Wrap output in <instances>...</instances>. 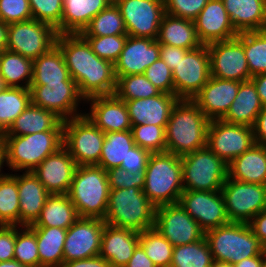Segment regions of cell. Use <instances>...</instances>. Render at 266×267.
I'll use <instances>...</instances> for the list:
<instances>
[{
	"mask_svg": "<svg viewBox=\"0 0 266 267\" xmlns=\"http://www.w3.org/2000/svg\"><path fill=\"white\" fill-rule=\"evenodd\" d=\"M56 46L85 100L115 93L114 64L99 58L80 34H58Z\"/></svg>",
	"mask_w": 266,
	"mask_h": 267,
	"instance_id": "obj_1",
	"label": "cell"
},
{
	"mask_svg": "<svg viewBox=\"0 0 266 267\" xmlns=\"http://www.w3.org/2000/svg\"><path fill=\"white\" fill-rule=\"evenodd\" d=\"M209 123L192 99H179L165 129L166 152L183 156L205 148Z\"/></svg>",
	"mask_w": 266,
	"mask_h": 267,
	"instance_id": "obj_2",
	"label": "cell"
},
{
	"mask_svg": "<svg viewBox=\"0 0 266 267\" xmlns=\"http://www.w3.org/2000/svg\"><path fill=\"white\" fill-rule=\"evenodd\" d=\"M142 191L156 208L178 203L184 191L181 156L169 152L150 153Z\"/></svg>",
	"mask_w": 266,
	"mask_h": 267,
	"instance_id": "obj_3",
	"label": "cell"
},
{
	"mask_svg": "<svg viewBox=\"0 0 266 267\" xmlns=\"http://www.w3.org/2000/svg\"><path fill=\"white\" fill-rule=\"evenodd\" d=\"M156 207L139 188L110 189L105 223L143 232L155 226Z\"/></svg>",
	"mask_w": 266,
	"mask_h": 267,
	"instance_id": "obj_4",
	"label": "cell"
},
{
	"mask_svg": "<svg viewBox=\"0 0 266 267\" xmlns=\"http://www.w3.org/2000/svg\"><path fill=\"white\" fill-rule=\"evenodd\" d=\"M110 187L106 171L97 165L77 166L68 196L79 217L105 219Z\"/></svg>",
	"mask_w": 266,
	"mask_h": 267,
	"instance_id": "obj_5",
	"label": "cell"
},
{
	"mask_svg": "<svg viewBox=\"0 0 266 267\" xmlns=\"http://www.w3.org/2000/svg\"><path fill=\"white\" fill-rule=\"evenodd\" d=\"M205 238L213 260L231 265L265 251L248 223L229 222L205 232Z\"/></svg>",
	"mask_w": 266,
	"mask_h": 267,
	"instance_id": "obj_6",
	"label": "cell"
},
{
	"mask_svg": "<svg viewBox=\"0 0 266 267\" xmlns=\"http://www.w3.org/2000/svg\"><path fill=\"white\" fill-rule=\"evenodd\" d=\"M1 137L5 145L6 165L12 172L33 171L47 156L63 146V131Z\"/></svg>",
	"mask_w": 266,
	"mask_h": 267,
	"instance_id": "obj_7",
	"label": "cell"
},
{
	"mask_svg": "<svg viewBox=\"0 0 266 267\" xmlns=\"http://www.w3.org/2000/svg\"><path fill=\"white\" fill-rule=\"evenodd\" d=\"M184 190L219 191L228 178V164L207 146L181 156Z\"/></svg>",
	"mask_w": 266,
	"mask_h": 267,
	"instance_id": "obj_8",
	"label": "cell"
},
{
	"mask_svg": "<svg viewBox=\"0 0 266 267\" xmlns=\"http://www.w3.org/2000/svg\"><path fill=\"white\" fill-rule=\"evenodd\" d=\"M105 133L83 114L63 121V146L77 166L98 165Z\"/></svg>",
	"mask_w": 266,
	"mask_h": 267,
	"instance_id": "obj_9",
	"label": "cell"
},
{
	"mask_svg": "<svg viewBox=\"0 0 266 267\" xmlns=\"http://www.w3.org/2000/svg\"><path fill=\"white\" fill-rule=\"evenodd\" d=\"M57 36L54 27L35 19L10 23L6 50L34 60L56 45Z\"/></svg>",
	"mask_w": 266,
	"mask_h": 267,
	"instance_id": "obj_10",
	"label": "cell"
},
{
	"mask_svg": "<svg viewBox=\"0 0 266 267\" xmlns=\"http://www.w3.org/2000/svg\"><path fill=\"white\" fill-rule=\"evenodd\" d=\"M230 222L249 223L266 209V185L227 178L221 188Z\"/></svg>",
	"mask_w": 266,
	"mask_h": 267,
	"instance_id": "obj_11",
	"label": "cell"
},
{
	"mask_svg": "<svg viewBox=\"0 0 266 267\" xmlns=\"http://www.w3.org/2000/svg\"><path fill=\"white\" fill-rule=\"evenodd\" d=\"M172 73L174 95L179 99H192L211 77L207 45L188 50Z\"/></svg>",
	"mask_w": 266,
	"mask_h": 267,
	"instance_id": "obj_12",
	"label": "cell"
},
{
	"mask_svg": "<svg viewBox=\"0 0 266 267\" xmlns=\"http://www.w3.org/2000/svg\"><path fill=\"white\" fill-rule=\"evenodd\" d=\"M128 36L157 40L165 14L164 0H117Z\"/></svg>",
	"mask_w": 266,
	"mask_h": 267,
	"instance_id": "obj_13",
	"label": "cell"
},
{
	"mask_svg": "<svg viewBox=\"0 0 266 267\" xmlns=\"http://www.w3.org/2000/svg\"><path fill=\"white\" fill-rule=\"evenodd\" d=\"M254 144L252 127L228 123L222 119L210 120L206 146L227 164Z\"/></svg>",
	"mask_w": 266,
	"mask_h": 267,
	"instance_id": "obj_14",
	"label": "cell"
},
{
	"mask_svg": "<svg viewBox=\"0 0 266 267\" xmlns=\"http://www.w3.org/2000/svg\"><path fill=\"white\" fill-rule=\"evenodd\" d=\"M31 103L55 113L63 121L78 117L79 104L86 101L76 82L30 85Z\"/></svg>",
	"mask_w": 266,
	"mask_h": 267,
	"instance_id": "obj_15",
	"label": "cell"
},
{
	"mask_svg": "<svg viewBox=\"0 0 266 267\" xmlns=\"http://www.w3.org/2000/svg\"><path fill=\"white\" fill-rule=\"evenodd\" d=\"M210 58V75L215 78L249 81L252 76L247 64L243 44L233 38L207 45Z\"/></svg>",
	"mask_w": 266,
	"mask_h": 267,
	"instance_id": "obj_16",
	"label": "cell"
},
{
	"mask_svg": "<svg viewBox=\"0 0 266 267\" xmlns=\"http://www.w3.org/2000/svg\"><path fill=\"white\" fill-rule=\"evenodd\" d=\"M174 247L201 240L205 232L179 203L159 206L155 226Z\"/></svg>",
	"mask_w": 266,
	"mask_h": 267,
	"instance_id": "obj_17",
	"label": "cell"
},
{
	"mask_svg": "<svg viewBox=\"0 0 266 267\" xmlns=\"http://www.w3.org/2000/svg\"><path fill=\"white\" fill-rule=\"evenodd\" d=\"M178 203L204 232L229 223L221 190H184Z\"/></svg>",
	"mask_w": 266,
	"mask_h": 267,
	"instance_id": "obj_18",
	"label": "cell"
},
{
	"mask_svg": "<svg viewBox=\"0 0 266 267\" xmlns=\"http://www.w3.org/2000/svg\"><path fill=\"white\" fill-rule=\"evenodd\" d=\"M105 221L99 218L79 217L67 229L64 242V262L99 255Z\"/></svg>",
	"mask_w": 266,
	"mask_h": 267,
	"instance_id": "obj_19",
	"label": "cell"
},
{
	"mask_svg": "<svg viewBox=\"0 0 266 267\" xmlns=\"http://www.w3.org/2000/svg\"><path fill=\"white\" fill-rule=\"evenodd\" d=\"M77 165L62 146L47 156L32 172L49 194H68Z\"/></svg>",
	"mask_w": 266,
	"mask_h": 267,
	"instance_id": "obj_20",
	"label": "cell"
},
{
	"mask_svg": "<svg viewBox=\"0 0 266 267\" xmlns=\"http://www.w3.org/2000/svg\"><path fill=\"white\" fill-rule=\"evenodd\" d=\"M90 112L84 114L104 133L131 130L132 125L125 101L115 94L86 99Z\"/></svg>",
	"mask_w": 266,
	"mask_h": 267,
	"instance_id": "obj_21",
	"label": "cell"
},
{
	"mask_svg": "<svg viewBox=\"0 0 266 267\" xmlns=\"http://www.w3.org/2000/svg\"><path fill=\"white\" fill-rule=\"evenodd\" d=\"M157 40L128 36L118 60L114 63L115 76L144 74L153 62L160 58Z\"/></svg>",
	"mask_w": 266,
	"mask_h": 267,
	"instance_id": "obj_22",
	"label": "cell"
},
{
	"mask_svg": "<svg viewBox=\"0 0 266 267\" xmlns=\"http://www.w3.org/2000/svg\"><path fill=\"white\" fill-rule=\"evenodd\" d=\"M241 83L211 76L192 100L209 120L222 119L236 98Z\"/></svg>",
	"mask_w": 266,
	"mask_h": 267,
	"instance_id": "obj_23",
	"label": "cell"
},
{
	"mask_svg": "<svg viewBox=\"0 0 266 267\" xmlns=\"http://www.w3.org/2000/svg\"><path fill=\"white\" fill-rule=\"evenodd\" d=\"M193 21L198 39L205 45L230 40L238 35L222 0H209Z\"/></svg>",
	"mask_w": 266,
	"mask_h": 267,
	"instance_id": "obj_24",
	"label": "cell"
},
{
	"mask_svg": "<svg viewBox=\"0 0 266 267\" xmlns=\"http://www.w3.org/2000/svg\"><path fill=\"white\" fill-rule=\"evenodd\" d=\"M178 100L173 94L161 92L157 96L125 101L131 125L153 124L166 129L172 109Z\"/></svg>",
	"mask_w": 266,
	"mask_h": 267,
	"instance_id": "obj_25",
	"label": "cell"
},
{
	"mask_svg": "<svg viewBox=\"0 0 266 267\" xmlns=\"http://www.w3.org/2000/svg\"><path fill=\"white\" fill-rule=\"evenodd\" d=\"M12 174L17 179L19 226L33 225L39 218L49 193L32 171Z\"/></svg>",
	"mask_w": 266,
	"mask_h": 267,
	"instance_id": "obj_26",
	"label": "cell"
},
{
	"mask_svg": "<svg viewBox=\"0 0 266 267\" xmlns=\"http://www.w3.org/2000/svg\"><path fill=\"white\" fill-rule=\"evenodd\" d=\"M139 245V232L118 228L105 223L99 255L110 267H124Z\"/></svg>",
	"mask_w": 266,
	"mask_h": 267,
	"instance_id": "obj_27",
	"label": "cell"
},
{
	"mask_svg": "<svg viewBox=\"0 0 266 267\" xmlns=\"http://www.w3.org/2000/svg\"><path fill=\"white\" fill-rule=\"evenodd\" d=\"M237 33L266 30V0H222Z\"/></svg>",
	"mask_w": 266,
	"mask_h": 267,
	"instance_id": "obj_28",
	"label": "cell"
},
{
	"mask_svg": "<svg viewBox=\"0 0 266 267\" xmlns=\"http://www.w3.org/2000/svg\"><path fill=\"white\" fill-rule=\"evenodd\" d=\"M228 178L266 185V146L254 144L228 164Z\"/></svg>",
	"mask_w": 266,
	"mask_h": 267,
	"instance_id": "obj_29",
	"label": "cell"
},
{
	"mask_svg": "<svg viewBox=\"0 0 266 267\" xmlns=\"http://www.w3.org/2000/svg\"><path fill=\"white\" fill-rule=\"evenodd\" d=\"M43 131H63V120L55 113L30 103L1 136H23Z\"/></svg>",
	"mask_w": 266,
	"mask_h": 267,
	"instance_id": "obj_30",
	"label": "cell"
},
{
	"mask_svg": "<svg viewBox=\"0 0 266 267\" xmlns=\"http://www.w3.org/2000/svg\"><path fill=\"white\" fill-rule=\"evenodd\" d=\"M111 0H63L61 34H80Z\"/></svg>",
	"mask_w": 266,
	"mask_h": 267,
	"instance_id": "obj_31",
	"label": "cell"
},
{
	"mask_svg": "<svg viewBox=\"0 0 266 267\" xmlns=\"http://www.w3.org/2000/svg\"><path fill=\"white\" fill-rule=\"evenodd\" d=\"M263 105L254 83L249 80L242 82L223 121L253 127Z\"/></svg>",
	"mask_w": 266,
	"mask_h": 267,
	"instance_id": "obj_32",
	"label": "cell"
},
{
	"mask_svg": "<svg viewBox=\"0 0 266 267\" xmlns=\"http://www.w3.org/2000/svg\"><path fill=\"white\" fill-rule=\"evenodd\" d=\"M157 41L160 44L187 50L202 45L198 39L193 20L175 17L167 13L162 18Z\"/></svg>",
	"mask_w": 266,
	"mask_h": 267,
	"instance_id": "obj_33",
	"label": "cell"
},
{
	"mask_svg": "<svg viewBox=\"0 0 266 267\" xmlns=\"http://www.w3.org/2000/svg\"><path fill=\"white\" fill-rule=\"evenodd\" d=\"M79 218L68 194H49L39 218L29 227H57L68 229Z\"/></svg>",
	"mask_w": 266,
	"mask_h": 267,
	"instance_id": "obj_34",
	"label": "cell"
},
{
	"mask_svg": "<svg viewBox=\"0 0 266 267\" xmlns=\"http://www.w3.org/2000/svg\"><path fill=\"white\" fill-rule=\"evenodd\" d=\"M32 68V82L30 85L75 82L70 77L63 54L56 45L46 54L34 59Z\"/></svg>",
	"mask_w": 266,
	"mask_h": 267,
	"instance_id": "obj_35",
	"label": "cell"
},
{
	"mask_svg": "<svg viewBox=\"0 0 266 267\" xmlns=\"http://www.w3.org/2000/svg\"><path fill=\"white\" fill-rule=\"evenodd\" d=\"M36 234L40 267H61L64 262V242L67 229L30 227Z\"/></svg>",
	"mask_w": 266,
	"mask_h": 267,
	"instance_id": "obj_36",
	"label": "cell"
},
{
	"mask_svg": "<svg viewBox=\"0 0 266 267\" xmlns=\"http://www.w3.org/2000/svg\"><path fill=\"white\" fill-rule=\"evenodd\" d=\"M32 67L33 60L21 54L9 50H4L0 53V76L8 87L30 89Z\"/></svg>",
	"mask_w": 266,
	"mask_h": 267,
	"instance_id": "obj_37",
	"label": "cell"
},
{
	"mask_svg": "<svg viewBox=\"0 0 266 267\" xmlns=\"http://www.w3.org/2000/svg\"><path fill=\"white\" fill-rule=\"evenodd\" d=\"M135 146L132 130L105 133L102 153L97 166L105 171L120 167L129 150Z\"/></svg>",
	"mask_w": 266,
	"mask_h": 267,
	"instance_id": "obj_38",
	"label": "cell"
},
{
	"mask_svg": "<svg viewBox=\"0 0 266 267\" xmlns=\"http://www.w3.org/2000/svg\"><path fill=\"white\" fill-rule=\"evenodd\" d=\"M30 103L31 92L28 88L7 87L0 93V135L9 129Z\"/></svg>",
	"mask_w": 266,
	"mask_h": 267,
	"instance_id": "obj_39",
	"label": "cell"
},
{
	"mask_svg": "<svg viewBox=\"0 0 266 267\" xmlns=\"http://www.w3.org/2000/svg\"><path fill=\"white\" fill-rule=\"evenodd\" d=\"M252 77L266 73V30L238 33Z\"/></svg>",
	"mask_w": 266,
	"mask_h": 267,
	"instance_id": "obj_40",
	"label": "cell"
},
{
	"mask_svg": "<svg viewBox=\"0 0 266 267\" xmlns=\"http://www.w3.org/2000/svg\"><path fill=\"white\" fill-rule=\"evenodd\" d=\"M213 262L204 236L196 242L174 247L170 267H212Z\"/></svg>",
	"mask_w": 266,
	"mask_h": 267,
	"instance_id": "obj_41",
	"label": "cell"
},
{
	"mask_svg": "<svg viewBox=\"0 0 266 267\" xmlns=\"http://www.w3.org/2000/svg\"><path fill=\"white\" fill-rule=\"evenodd\" d=\"M81 36L127 35L123 17L115 3L99 12L80 33Z\"/></svg>",
	"mask_w": 266,
	"mask_h": 267,
	"instance_id": "obj_42",
	"label": "cell"
},
{
	"mask_svg": "<svg viewBox=\"0 0 266 267\" xmlns=\"http://www.w3.org/2000/svg\"><path fill=\"white\" fill-rule=\"evenodd\" d=\"M139 245L156 267H170L174 246L155 228L139 232Z\"/></svg>",
	"mask_w": 266,
	"mask_h": 267,
	"instance_id": "obj_43",
	"label": "cell"
},
{
	"mask_svg": "<svg viewBox=\"0 0 266 267\" xmlns=\"http://www.w3.org/2000/svg\"><path fill=\"white\" fill-rule=\"evenodd\" d=\"M17 179L7 173L0 178V225L19 226Z\"/></svg>",
	"mask_w": 266,
	"mask_h": 267,
	"instance_id": "obj_44",
	"label": "cell"
},
{
	"mask_svg": "<svg viewBox=\"0 0 266 267\" xmlns=\"http://www.w3.org/2000/svg\"><path fill=\"white\" fill-rule=\"evenodd\" d=\"M115 77L116 90L114 94L123 101L149 98L161 93L144 74Z\"/></svg>",
	"mask_w": 266,
	"mask_h": 267,
	"instance_id": "obj_45",
	"label": "cell"
},
{
	"mask_svg": "<svg viewBox=\"0 0 266 267\" xmlns=\"http://www.w3.org/2000/svg\"><path fill=\"white\" fill-rule=\"evenodd\" d=\"M14 259L28 267H40L36 234L29 226L16 225Z\"/></svg>",
	"mask_w": 266,
	"mask_h": 267,
	"instance_id": "obj_46",
	"label": "cell"
},
{
	"mask_svg": "<svg viewBox=\"0 0 266 267\" xmlns=\"http://www.w3.org/2000/svg\"><path fill=\"white\" fill-rule=\"evenodd\" d=\"M135 145L147 150L149 153L166 152L165 128L153 124L132 126Z\"/></svg>",
	"mask_w": 266,
	"mask_h": 267,
	"instance_id": "obj_47",
	"label": "cell"
},
{
	"mask_svg": "<svg viewBox=\"0 0 266 267\" xmlns=\"http://www.w3.org/2000/svg\"><path fill=\"white\" fill-rule=\"evenodd\" d=\"M90 45L92 51L102 59L113 64L118 60L128 35L82 36Z\"/></svg>",
	"mask_w": 266,
	"mask_h": 267,
	"instance_id": "obj_48",
	"label": "cell"
},
{
	"mask_svg": "<svg viewBox=\"0 0 266 267\" xmlns=\"http://www.w3.org/2000/svg\"><path fill=\"white\" fill-rule=\"evenodd\" d=\"M32 18L47 23L61 34L63 0H29Z\"/></svg>",
	"mask_w": 266,
	"mask_h": 267,
	"instance_id": "obj_49",
	"label": "cell"
},
{
	"mask_svg": "<svg viewBox=\"0 0 266 267\" xmlns=\"http://www.w3.org/2000/svg\"><path fill=\"white\" fill-rule=\"evenodd\" d=\"M144 75L161 92L174 95L173 73L162 59L147 67Z\"/></svg>",
	"mask_w": 266,
	"mask_h": 267,
	"instance_id": "obj_50",
	"label": "cell"
},
{
	"mask_svg": "<svg viewBox=\"0 0 266 267\" xmlns=\"http://www.w3.org/2000/svg\"><path fill=\"white\" fill-rule=\"evenodd\" d=\"M106 173L110 189L144 188L145 170L131 172L117 167L111 168Z\"/></svg>",
	"mask_w": 266,
	"mask_h": 267,
	"instance_id": "obj_51",
	"label": "cell"
},
{
	"mask_svg": "<svg viewBox=\"0 0 266 267\" xmlns=\"http://www.w3.org/2000/svg\"><path fill=\"white\" fill-rule=\"evenodd\" d=\"M29 0H0V20L6 24L31 20Z\"/></svg>",
	"mask_w": 266,
	"mask_h": 267,
	"instance_id": "obj_52",
	"label": "cell"
},
{
	"mask_svg": "<svg viewBox=\"0 0 266 267\" xmlns=\"http://www.w3.org/2000/svg\"><path fill=\"white\" fill-rule=\"evenodd\" d=\"M209 0H164L165 13L194 20Z\"/></svg>",
	"mask_w": 266,
	"mask_h": 267,
	"instance_id": "obj_53",
	"label": "cell"
},
{
	"mask_svg": "<svg viewBox=\"0 0 266 267\" xmlns=\"http://www.w3.org/2000/svg\"><path fill=\"white\" fill-rule=\"evenodd\" d=\"M16 225H0V262L14 259Z\"/></svg>",
	"mask_w": 266,
	"mask_h": 267,
	"instance_id": "obj_54",
	"label": "cell"
},
{
	"mask_svg": "<svg viewBox=\"0 0 266 267\" xmlns=\"http://www.w3.org/2000/svg\"><path fill=\"white\" fill-rule=\"evenodd\" d=\"M149 155L150 153L147 150L135 145L129 150V154L126 159H123L120 168L131 172L143 171L146 169V163Z\"/></svg>",
	"mask_w": 266,
	"mask_h": 267,
	"instance_id": "obj_55",
	"label": "cell"
},
{
	"mask_svg": "<svg viewBox=\"0 0 266 267\" xmlns=\"http://www.w3.org/2000/svg\"><path fill=\"white\" fill-rule=\"evenodd\" d=\"M188 50L184 48H177L175 46H169L166 44H160V59L173 71L180 61L181 57H184Z\"/></svg>",
	"mask_w": 266,
	"mask_h": 267,
	"instance_id": "obj_56",
	"label": "cell"
},
{
	"mask_svg": "<svg viewBox=\"0 0 266 267\" xmlns=\"http://www.w3.org/2000/svg\"><path fill=\"white\" fill-rule=\"evenodd\" d=\"M248 224L254 235L260 240L262 247L266 250V209L254 216Z\"/></svg>",
	"mask_w": 266,
	"mask_h": 267,
	"instance_id": "obj_57",
	"label": "cell"
},
{
	"mask_svg": "<svg viewBox=\"0 0 266 267\" xmlns=\"http://www.w3.org/2000/svg\"><path fill=\"white\" fill-rule=\"evenodd\" d=\"M252 128L255 144L266 146V106H263Z\"/></svg>",
	"mask_w": 266,
	"mask_h": 267,
	"instance_id": "obj_58",
	"label": "cell"
},
{
	"mask_svg": "<svg viewBox=\"0 0 266 267\" xmlns=\"http://www.w3.org/2000/svg\"><path fill=\"white\" fill-rule=\"evenodd\" d=\"M61 267H110V264L103 257L97 255L91 258L63 262Z\"/></svg>",
	"mask_w": 266,
	"mask_h": 267,
	"instance_id": "obj_59",
	"label": "cell"
},
{
	"mask_svg": "<svg viewBox=\"0 0 266 267\" xmlns=\"http://www.w3.org/2000/svg\"><path fill=\"white\" fill-rule=\"evenodd\" d=\"M124 267H156V265L148 258L144 249L138 245L133 256Z\"/></svg>",
	"mask_w": 266,
	"mask_h": 267,
	"instance_id": "obj_60",
	"label": "cell"
},
{
	"mask_svg": "<svg viewBox=\"0 0 266 267\" xmlns=\"http://www.w3.org/2000/svg\"><path fill=\"white\" fill-rule=\"evenodd\" d=\"M250 80L254 83L257 89L262 105L266 106V73L256 75Z\"/></svg>",
	"mask_w": 266,
	"mask_h": 267,
	"instance_id": "obj_61",
	"label": "cell"
},
{
	"mask_svg": "<svg viewBox=\"0 0 266 267\" xmlns=\"http://www.w3.org/2000/svg\"><path fill=\"white\" fill-rule=\"evenodd\" d=\"M263 261L264 252L260 255L243 259L240 262L234 264L233 267H262Z\"/></svg>",
	"mask_w": 266,
	"mask_h": 267,
	"instance_id": "obj_62",
	"label": "cell"
},
{
	"mask_svg": "<svg viewBox=\"0 0 266 267\" xmlns=\"http://www.w3.org/2000/svg\"><path fill=\"white\" fill-rule=\"evenodd\" d=\"M8 24L0 20V53L7 48Z\"/></svg>",
	"mask_w": 266,
	"mask_h": 267,
	"instance_id": "obj_63",
	"label": "cell"
},
{
	"mask_svg": "<svg viewBox=\"0 0 266 267\" xmlns=\"http://www.w3.org/2000/svg\"><path fill=\"white\" fill-rule=\"evenodd\" d=\"M6 164V155H5V145H4V141L0 135V178L5 176L7 173H2L1 169L3 168V166H5Z\"/></svg>",
	"mask_w": 266,
	"mask_h": 267,
	"instance_id": "obj_64",
	"label": "cell"
},
{
	"mask_svg": "<svg viewBox=\"0 0 266 267\" xmlns=\"http://www.w3.org/2000/svg\"><path fill=\"white\" fill-rule=\"evenodd\" d=\"M0 267H28L16 261L15 259L10 261L0 262Z\"/></svg>",
	"mask_w": 266,
	"mask_h": 267,
	"instance_id": "obj_65",
	"label": "cell"
},
{
	"mask_svg": "<svg viewBox=\"0 0 266 267\" xmlns=\"http://www.w3.org/2000/svg\"><path fill=\"white\" fill-rule=\"evenodd\" d=\"M212 267H233V265L229 263L214 261Z\"/></svg>",
	"mask_w": 266,
	"mask_h": 267,
	"instance_id": "obj_66",
	"label": "cell"
},
{
	"mask_svg": "<svg viewBox=\"0 0 266 267\" xmlns=\"http://www.w3.org/2000/svg\"><path fill=\"white\" fill-rule=\"evenodd\" d=\"M8 86L6 85L4 79L0 76V93L3 92Z\"/></svg>",
	"mask_w": 266,
	"mask_h": 267,
	"instance_id": "obj_67",
	"label": "cell"
},
{
	"mask_svg": "<svg viewBox=\"0 0 266 267\" xmlns=\"http://www.w3.org/2000/svg\"><path fill=\"white\" fill-rule=\"evenodd\" d=\"M262 267H266V250L264 251V261Z\"/></svg>",
	"mask_w": 266,
	"mask_h": 267,
	"instance_id": "obj_68",
	"label": "cell"
}]
</instances>
